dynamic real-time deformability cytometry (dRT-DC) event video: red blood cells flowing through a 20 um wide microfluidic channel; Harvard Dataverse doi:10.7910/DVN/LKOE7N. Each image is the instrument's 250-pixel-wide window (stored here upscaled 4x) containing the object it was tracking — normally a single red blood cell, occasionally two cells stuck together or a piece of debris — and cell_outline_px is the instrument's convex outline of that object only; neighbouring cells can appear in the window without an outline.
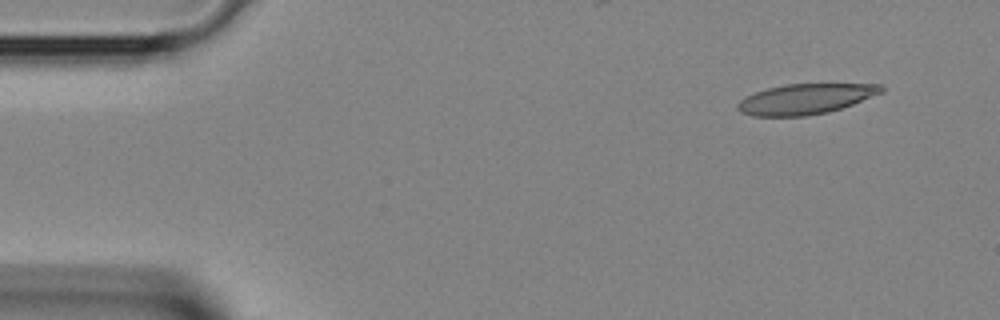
{"species": "Egyptian fruit bat (a non-hibernating species)", "species_latin": "Rousettus aegyptiacus", "temperature_condition": "room temperature", "stored_images_in_passage": 3, "camera_frame_rate_fps": 3000, "um_per_image_px": 0.085, "animal": {"sex": "female"}, "frame": {"image": 1, "passage_image": 1, "time_ms": 0.0, "image_size_px": [1000, 320], "cell_outline_px": [[884, 92], [852, 104], [828, 112], [804, 116], [752, 116], [740, 112], [736, 108], [736, 104], [744, 96], [768, 88], [784, 84], [884, 84]], "centroid_in_image_um": [68.44, 8.41], "position_along_channel_um": 16.6, "area_um2": 25.43}}
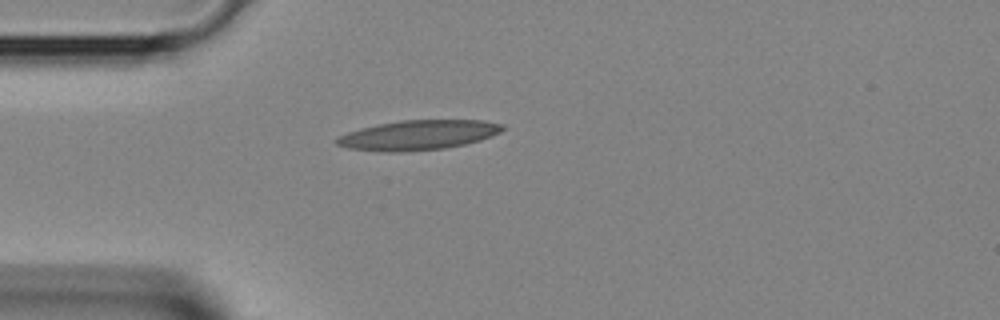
{"frame": {"image": 2, "passage_image": 3, "time_ms": 0.667, "image_size_px": [1000, 320], "cell_outline_px": [[504, 128], [500, 132], [492, 136], [480, 140], [464, 144], [444, 148], [400, 152], [388, 152], [348, 148], [336, 144], [336, 140], [340, 136], [348, 132], [360, 128], [400, 120], [484, 120], [504, 124]], "centroid_in_image_um": [35.58, 11.47], "position_along_channel_um": 49.4, "area_um2": 28.55}}